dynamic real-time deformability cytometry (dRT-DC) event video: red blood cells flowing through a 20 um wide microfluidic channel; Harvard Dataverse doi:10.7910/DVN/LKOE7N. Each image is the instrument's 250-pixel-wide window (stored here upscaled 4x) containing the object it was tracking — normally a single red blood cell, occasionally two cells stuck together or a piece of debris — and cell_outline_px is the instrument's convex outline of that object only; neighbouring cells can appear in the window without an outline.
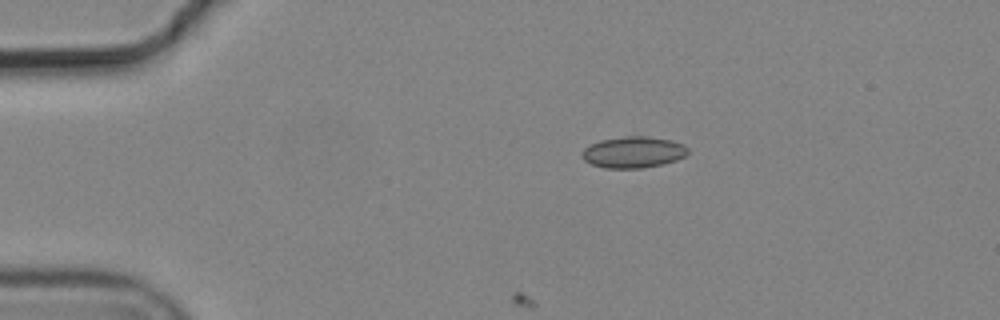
{"species": "common noctule bat (a hibernating species)", "species_latin": "Nyctalus noctula", "temperature_condition": "cold", "stored_images_in_passage": 14, "camera_frame_rate_fps": 3000, "um_per_image_px": 0.085, "animal": {"sex": "male", "body_mass_g": 19.2, "forearm_length_mm": 51.8}, "frame": {"image": 1, "passage_image": 2, "time_ms": 0.333, "image_size_px": [1000, 320], "cell_outline_px": [[688, 152], [684, 156], [676, 160], [664, 164], [640, 168], [604, 168], [592, 164], [584, 160], [584, 148], [600, 140], [624, 136], [644, 136], [668, 140], [684, 144], [688, 148]], "centroid_in_image_um": [53.85, 12.94], "position_along_channel_um": 31.1, "area_um2": 19.07}}
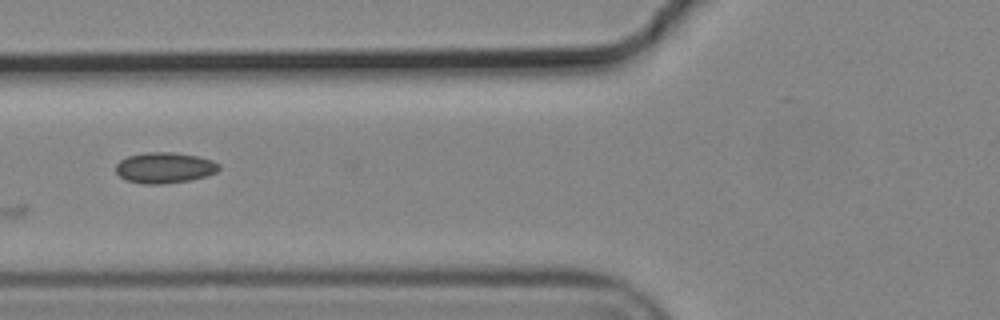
{"frame": {"image": 2, "passage_image": 5, "time_ms": 1.333, "image_size_px": [1000, 320], "cell_outline_px": [[220, 168], [216, 172], [208, 176], [192, 180], [164, 184], [144, 184], [124, 180], [116, 172], [116, 164], [120, 160], [128, 156], [144, 152], [172, 152], [196, 156], [212, 160], [220, 164]], "centroid_in_image_um": [13.99, 14.27], "position_along_channel_um": 111.8, "area_um2": 18.73}}